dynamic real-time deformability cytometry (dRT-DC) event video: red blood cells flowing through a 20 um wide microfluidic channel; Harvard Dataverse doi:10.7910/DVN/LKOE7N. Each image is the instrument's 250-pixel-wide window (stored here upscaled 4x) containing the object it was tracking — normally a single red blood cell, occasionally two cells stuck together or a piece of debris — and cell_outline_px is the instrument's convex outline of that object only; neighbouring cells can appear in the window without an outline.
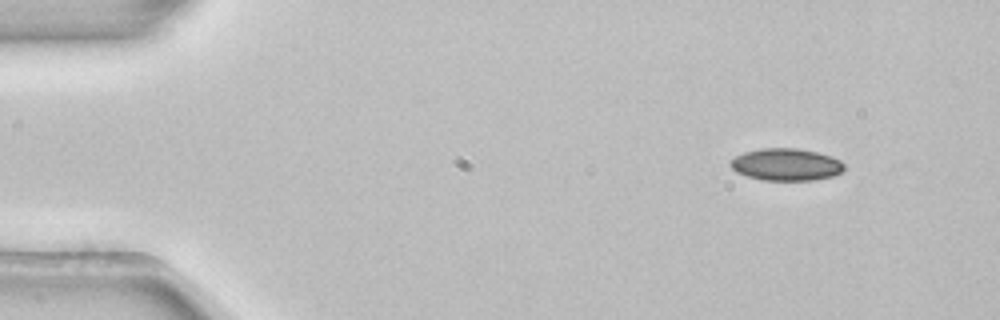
{"species": "common noctule bat (a hibernating species)", "species_latin": "Nyctalus noctula", "temperature_condition": "room temperature", "stored_images_in_passage": 5, "camera_frame_rate_fps": 3000, "um_per_image_px": 0.085, "animal": {"sex": "female", "body_mass_g": 22.7, "forearm_length_mm": 54.2}, "frame": {"image": 1, "passage_image": 1, "time_ms": 0.0, "image_size_px": [1000, 320], "cell_outline_px": [[844, 168], [840, 172], [832, 176], [812, 180], [760, 180], [736, 172], [728, 164], [728, 160], [744, 152], [760, 148], [800, 148], [832, 156], [840, 160], [844, 164]], "centroid_in_image_um": [66.78, 13.97], "position_along_channel_um": 18.2, "area_um2": 21.44}}